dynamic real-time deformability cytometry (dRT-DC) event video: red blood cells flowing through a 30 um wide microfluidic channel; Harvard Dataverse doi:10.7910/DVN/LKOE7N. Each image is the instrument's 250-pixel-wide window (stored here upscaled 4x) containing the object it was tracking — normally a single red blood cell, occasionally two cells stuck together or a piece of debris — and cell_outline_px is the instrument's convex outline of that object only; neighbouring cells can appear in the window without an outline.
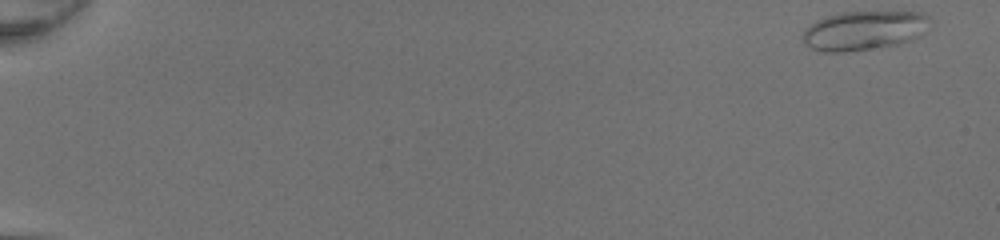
{"species": "common noctule bat (a hibernating species)", "species_latin": "Nyctalus noctula", "temperature_condition": "room temperature", "stored_images_in_passage": 50, "camera_frame_rate_fps": 3000, "um_per_image_px": 0.085, "animal": {"sex": "female", "body_mass_g": 20.0, "forearm_length_mm": 54.0}, "frame": {"image": 1, "passage_image": 1, "time_ms": 0.0, "image_size_px": [1000, 240], "cell_outline_px": [[932, 20], [920, 36], [912, 40], [900, 44], [844, 52], [824, 52], [812, 48], [804, 44], [800, 36], [816, 20], [828, 16], [844, 12], [920, 12], [928, 16]], "centroid_in_image_um": [73.45, 2.6], "position_along_channel_um": 11.5, "area_um2": 29.02}}
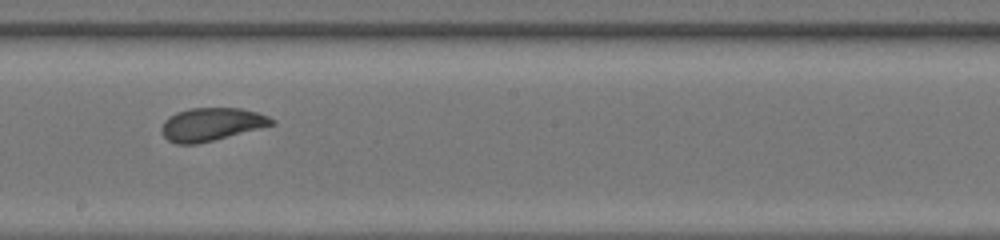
{"frame": {"image": 2, "passage_image": 30, "time_ms": 9.667, "image_size_px": [1000, 240], "cell_outline_px": [[276, 124], [196, 144], [176, 144], [168, 140], [164, 136], [160, 128], [164, 120], [168, 116], [176, 112], [188, 108], [240, 108], [256, 112], [268, 116], [276, 120]], "centroid_in_image_um": [17.95, 10.55], "position_along_channel_um": 230.3, "area_um2": 21.15}}
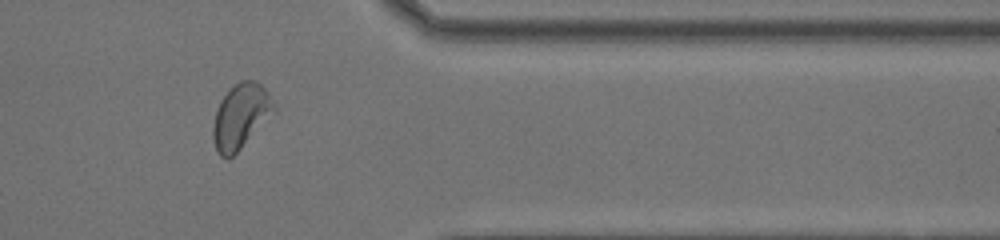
{"frame": {"image": 3, "passage_image": 42, "time_ms": 13.667, "image_size_px": [1000, 240], "cell_outline_px": [[276, 112], [228, 160], [220, 156], [216, 152], [212, 136], [212, 128], [216, 112], [220, 100], [240, 80], [256, 80], [268, 92], [276, 104]], "centroid_in_image_um": [20.47, 9.89], "position_along_channel_um": 390.9, "area_um2": 23.0}, "authors_computed_cell_mechanics": {"area_um2": 23.2645, "velocity_mm_per_s": 4.2335, "shape_relaxation_time_tau1_ms": 5.8952, "shape_relaxation_time_tau2_ms": 0.8168, "deformation_change_tau1": 0.155, "deformation_change_tau2": 0.0608}}